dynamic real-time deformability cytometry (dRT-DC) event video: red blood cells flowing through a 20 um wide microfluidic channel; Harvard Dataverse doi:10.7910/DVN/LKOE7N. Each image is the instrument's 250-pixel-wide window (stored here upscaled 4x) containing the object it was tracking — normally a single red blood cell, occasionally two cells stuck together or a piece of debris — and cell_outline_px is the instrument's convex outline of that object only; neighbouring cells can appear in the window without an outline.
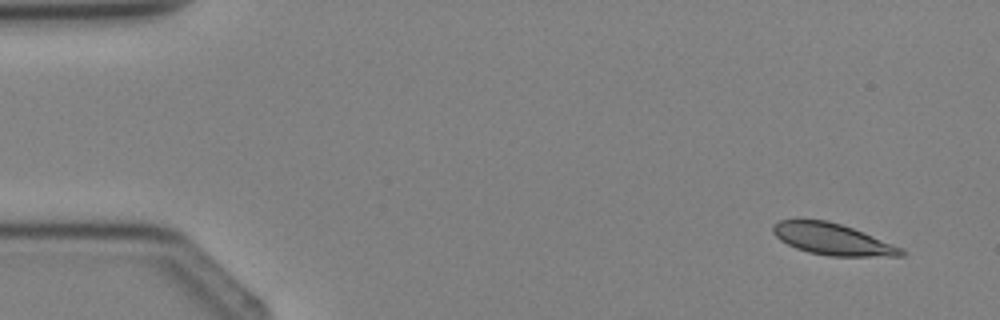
{"species": "Egyptian fruit bat (a non-hibernating species)", "species_latin": "Rousettus aegyptiacus", "temperature_condition": "cold", "stored_images_in_passage": 4, "camera_frame_rate_fps": 3000, "um_per_image_px": 0.085, "animal": {"sex": "female"}, "frame": {"image": 1, "passage_image": 1, "time_ms": 0.0, "image_size_px": [1000, 320], "cell_outline_px": [[908, 252], [904, 256], [828, 256], [808, 252], [796, 248], [780, 240], [772, 232], [772, 224], [780, 220], [828, 220], [864, 232], [904, 248]], "centroid_in_image_um": [70.8, 20.34], "position_along_channel_um": 14.2, "area_um2": 23.64}}